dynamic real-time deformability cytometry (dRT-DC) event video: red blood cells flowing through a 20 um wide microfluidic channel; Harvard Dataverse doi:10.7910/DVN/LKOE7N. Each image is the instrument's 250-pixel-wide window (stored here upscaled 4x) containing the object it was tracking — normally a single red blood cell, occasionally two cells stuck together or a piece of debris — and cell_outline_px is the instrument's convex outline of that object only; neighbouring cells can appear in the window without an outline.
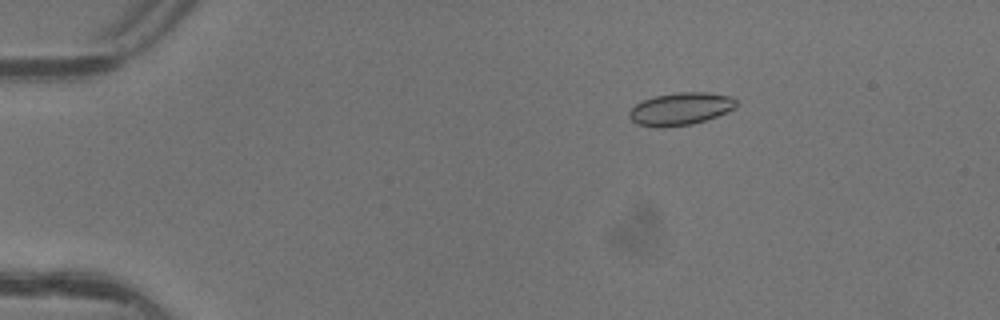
{"species": "common noctule bat (a hibernating species)", "species_latin": "Nyctalus noctula", "temperature_condition": "warm", "stored_images_in_passage": 5, "camera_frame_rate_fps": 3000, "um_per_image_px": 0.085, "animal": {"sex": "female"}, "frame": {"image": 1, "passage_image": 2, "time_ms": 0.333, "image_size_px": [1000, 320], "cell_outline_px": [[736, 108], [716, 116], [692, 124], [664, 128], [656, 128], [636, 124], [628, 116], [628, 112], [636, 104], [644, 100], [656, 96], [676, 92], [708, 92], [732, 96], [736, 100]], "centroid_in_image_um": [57.83, 9.26], "position_along_channel_um": 27.2, "area_um2": 20.4}}